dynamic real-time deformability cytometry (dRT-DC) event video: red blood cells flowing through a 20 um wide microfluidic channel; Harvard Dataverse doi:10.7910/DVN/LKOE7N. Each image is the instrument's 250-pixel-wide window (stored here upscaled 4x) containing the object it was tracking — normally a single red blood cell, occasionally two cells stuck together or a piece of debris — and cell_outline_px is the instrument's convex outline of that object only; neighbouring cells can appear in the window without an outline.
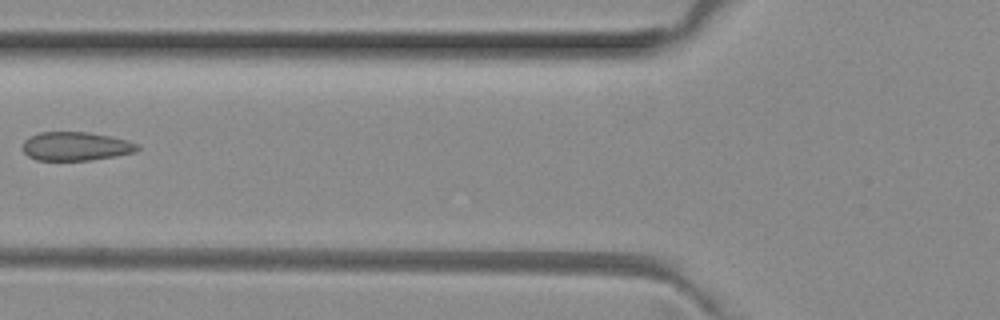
{"species": "common noctule bat (a hibernating species)", "species_latin": "Nyctalus noctula", "temperature_condition": "room temperature", "stored_images_in_passage": 2, "camera_frame_rate_fps": 3000, "um_per_image_px": 0.085, "animal": {"sex": "female", "body_mass_g": 29.2, "forearm_length_mm": 56.3}, "frame": {"image": 1, "passage_image": 2, "time_ms": 0.333, "image_size_px": [1000, 320], "cell_outline_px": [[140, 148], [136, 152], [116, 156], [92, 160], [36, 160], [28, 156], [24, 152], [24, 140], [28, 136], [40, 132], [88, 132], [112, 136], [128, 140], [140, 144]], "centroid_in_image_um": [6.49, 12.43], "position_along_channel_um": 119.3, "area_um2": 19.42}}